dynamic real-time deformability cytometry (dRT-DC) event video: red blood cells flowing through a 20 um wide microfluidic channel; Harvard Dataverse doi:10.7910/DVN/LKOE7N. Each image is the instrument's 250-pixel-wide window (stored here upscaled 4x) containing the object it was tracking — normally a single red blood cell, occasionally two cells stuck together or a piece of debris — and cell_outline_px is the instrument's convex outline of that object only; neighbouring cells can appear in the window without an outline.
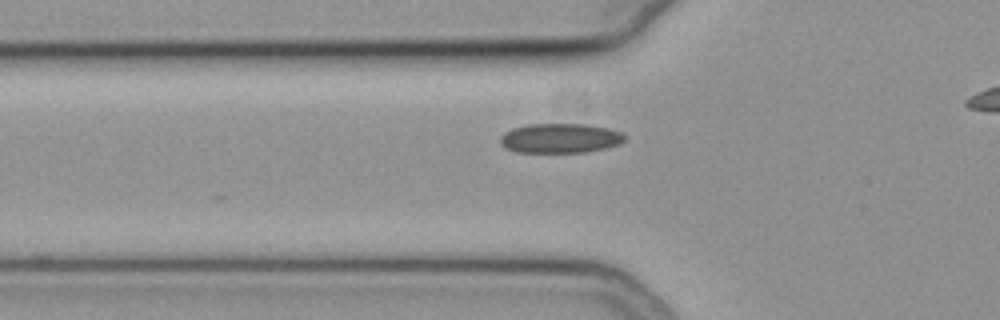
{"species": "common noctule bat (a hibernating species)", "species_latin": "Nyctalus noctula", "temperature_condition": "cold", "stored_images_in_passage": 43, "camera_frame_rate_fps": 3000, "um_per_image_px": 0.085, "animal": {"sex": "female", "body_mass_g": 19.3, "forearm_length_mm": 54.1}, "frame": {"image": 1, "passage_image": 13, "time_ms": 4.0, "image_size_px": [1000, 320], "cell_outline_px": [[624, 140], [620, 144], [604, 148], [584, 152], [516, 152], [504, 148], [500, 144], [500, 136], [504, 132], [512, 128], [528, 124], [584, 124], [608, 128], [624, 132]], "centroid_in_image_um": [47.58, 11.74], "position_along_channel_um": 78.2, "area_um2": 21.56}}
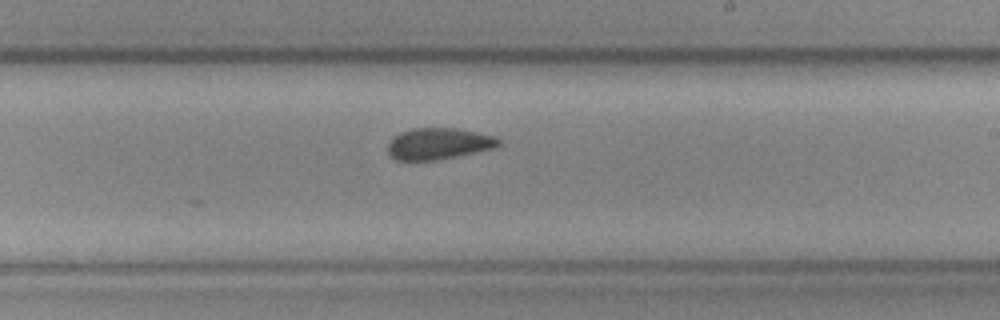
{"frame": {"image": 2, "passage_image": 27, "time_ms": 8.667, "image_size_px": [1000, 320], "cell_outline_px": [[500, 144], [492, 148], [456, 156], [432, 160], [396, 160], [388, 156], [388, 144], [392, 136], [400, 132], [412, 128], [456, 128], [496, 136], [500, 140]], "centroid_in_image_um": [37.22, 12.2], "position_along_channel_um": 251.8, "area_um2": 20.23}}
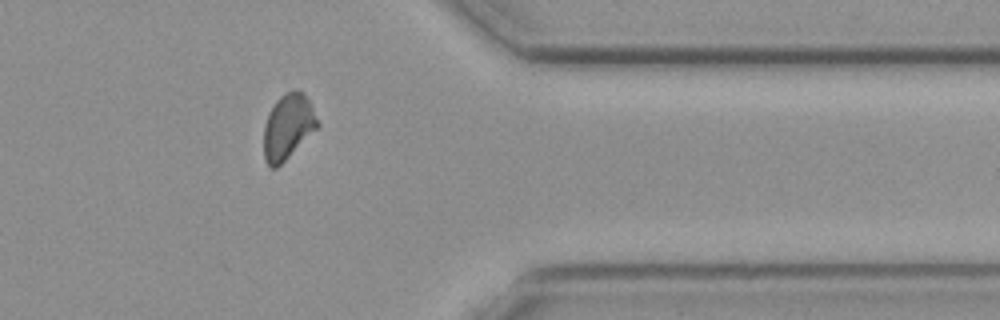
{"frame": {"image": 3, "passage_image": 39, "time_ms": 12.667, "image_size_px": [1000, 320], "cell_outline_px": [[320, 124], [276, 168], [272, 168], [264, 160], [264, 124], [268, 112], [276, 100], [284, 92], [292, 88], [300, 92], [308, 100]], "centroid_in_image_um": [24.43, 10.73], "position_along_channel_um": 387.0, "area_um2": 20.0}, "authors_computed_cell_mechanics": {"area_um2": 20.5768, "velocity_mm_per_s": 3.7151, "shape_relaxation_time_tau1_ms": null, "shape_relaxation_time_tau2_ms": 2.0702, "deformation_change_tau1": null, "deformation_change_tau2": 0.0698}}